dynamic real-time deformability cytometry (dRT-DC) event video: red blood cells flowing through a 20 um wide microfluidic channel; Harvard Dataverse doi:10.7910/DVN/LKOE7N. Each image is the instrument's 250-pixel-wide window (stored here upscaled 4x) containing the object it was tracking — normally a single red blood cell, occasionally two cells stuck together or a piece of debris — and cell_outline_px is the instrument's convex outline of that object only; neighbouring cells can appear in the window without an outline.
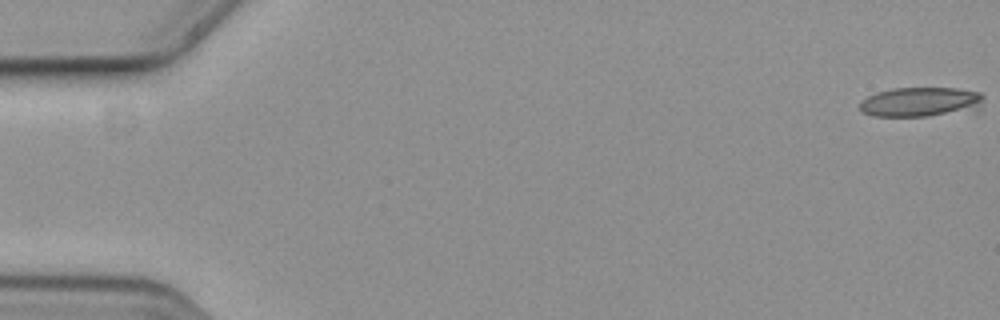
{"species": "common noctule bat (a hibernating species)", "species_latin": "Nyctalus noctula", "temperature_condition": "cold", "stored_images_in_passage": 8, "camera_frame_rate_fps": 3000, "um_per_image_px": 0.085, "animal": {"sex": "female", "body_mass_g": 19.3, "forearm_length_mm": 54.1}, "frame": {"image": 1, "passage_image": 1, "time_ms": 0.0, "image_size_px": [1000, 320], "cell_outline_px": [[984, 96], [980, 108], [976, 112], [928, 116], [872, 116], [860, 112], [860, 100], [876, 92], [892, 88], [956, 88], [980, 92]], "centroid_in_image_um": [78.3, 8.68], "position_along_channel_um": 6.7, "area_um2": 21.96}}